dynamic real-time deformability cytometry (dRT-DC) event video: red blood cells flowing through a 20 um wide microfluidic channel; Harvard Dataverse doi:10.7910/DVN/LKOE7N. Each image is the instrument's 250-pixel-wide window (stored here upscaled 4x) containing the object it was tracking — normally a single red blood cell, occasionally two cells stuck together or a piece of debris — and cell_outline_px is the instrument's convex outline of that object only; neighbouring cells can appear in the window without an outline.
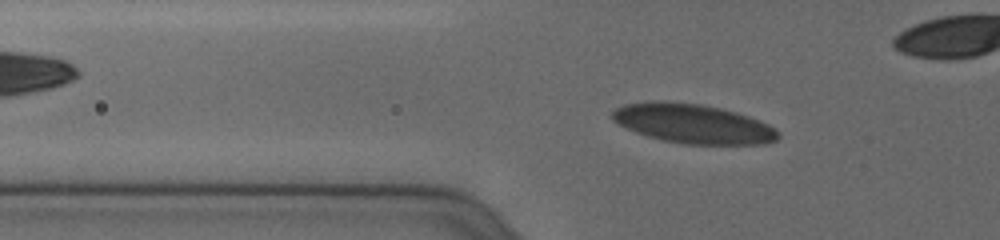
{"species": "human", "species_latin": "Homo sapiens", "temperature_condition": "cold", "stored_images_in_passage": 41, "camera_frame_rate_fps": 3000, "um_per_image_px": 0.085, "donor": {"sex": "female"}, "frame": {"image": 1, "passage_image": 5, "time_ms": 1.333, "image_size_px": [1000, 240], "cell_outline_px": [[780, 136], [776, 140], [764, 144], [684, 144], [664, 140], [648, 136], [636, 132], [612, 120], [612, 112], [616, 108], [624, 104], [652, 100], [668, 100], [700, 104], [720, 108], [736, 112], [760, 120], [768, 124]], "centroid_in_image_um": [58.88, 10.49], "position_along_channel_um": 66.9, "area_um2": 37.92}}
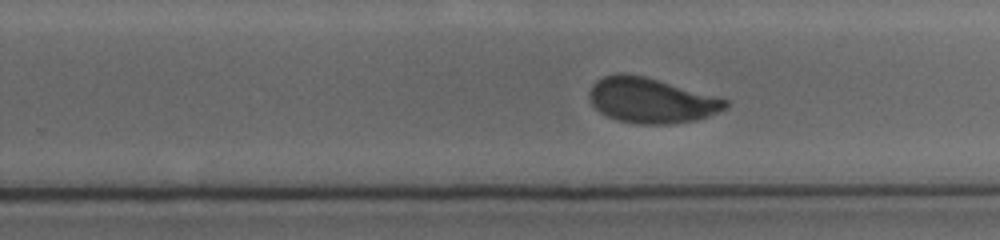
{"frame": {"image": 2, "passage_image": 23, "time_ms": 7.333, "image_size_px": [1000, 240], "cell_outline_px": [[728, 108], [708, 116], [696, 120], [672, 124], [636, 124], [616, 120], [600, 112], [592, 104], [588, 96], [588, 92], [592, 84], [596, 80], [604, 76], [616, 72], [620, 72], [644, 76], [716, 96], [728, 100]], "centroid_in_image_um": [55.32, 8.53], "position_along_channel_um": 274.5, "area_um2": 36.01}}
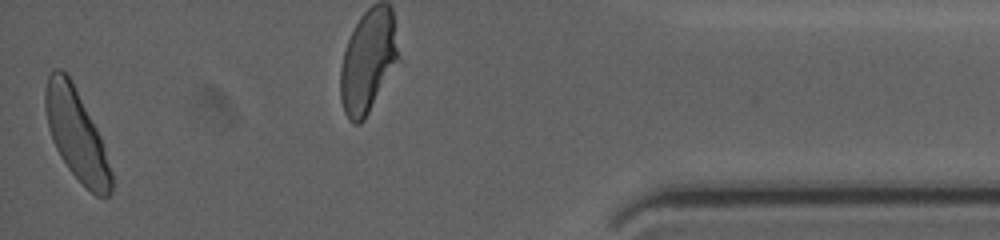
{"frame": {"image": 3, "passage_image": 41, "time_ms": 13.333, "image_size_px": [1000, 240], "cell_outline_px": [[112, 192], [108, 196], [96, 196], [68, 168], [60, 156], [52, 140], [48, 128], [44, 104], [44, 92], [48, 76], [52, 68], [60, 68], [68, 72], [100, 136], [112, 172]], "centroid_in_image_um": [6.46, 11.37], "position_along_channel_um": 428.7, "area_um2": 34.68}, "authors_computed_cell_mechanics": {"area_um2": 35.8938, "velocity_mm_per_s": 3.6342, "shape_relaxation_time_tau1_ms": 6.9056, "shape_relaxation_time_tau2_ms": null, "deformation_change_tau1": 0.1687, "deformation_change_tau2": null}}